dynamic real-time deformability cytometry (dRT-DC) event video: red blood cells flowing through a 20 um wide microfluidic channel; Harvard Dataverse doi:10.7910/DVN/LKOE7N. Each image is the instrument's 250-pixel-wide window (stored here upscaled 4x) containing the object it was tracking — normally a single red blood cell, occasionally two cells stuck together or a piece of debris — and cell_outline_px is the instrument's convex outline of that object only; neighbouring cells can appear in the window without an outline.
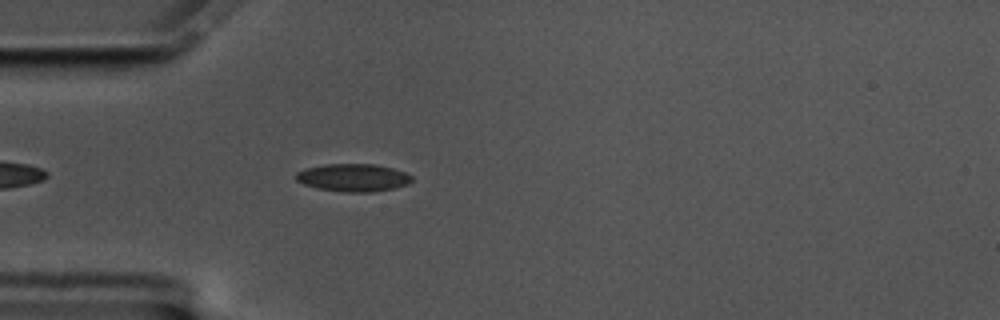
{"species": "common noctule bat (a hibernating species)", "species_latin": "Nyctalus noctula", "temperature_condition": "cold", "stored_images_in_passage": 49, "camera_frame_rate_fps": 3000, "um_per_image_px": 0.085, "animal": {"sex": "male", "body_mass_g": 17.5, "forearm_length_mm": 52.3}, "frame": {"image": 1, "passage_image": 6, "time_ms": 1.667, "image_size_px": [1000, 320], "cell_outline_px": [[412, 180], [408, 184], [396, 188], [372, 192], [344, 192], [316, 188], [304, 184], [296, 180], [296, 172], [308, 168], [324, 164], [376, 164], [392, 168], [404, 172], [412, 176]], "centroid_in_image_um": [30.03, 15.1], "position_along_channel_um": 55.0, "area_um2": 18.73}}
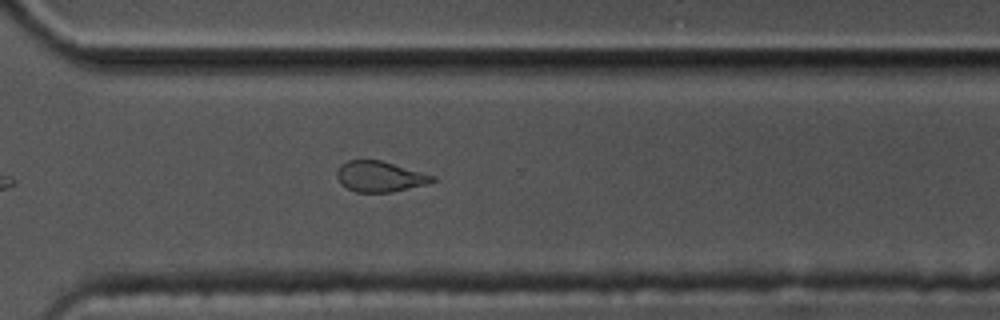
{"frame": {"image": 2, "passage_image": 32, "time_ms": 10.333, "image_size_px": [1000, 320], "cell_outline_px": [[436, 180], [424, 184], [392, 192], [356, 192], [340, 184], [336, 176], [336, 172], [340, 164], [348, 160], [380, 160], [436, 176]], "centroid_in_image_um": [32.24, 15.0], "position_along_channel_um": 338.4, "area_um2": 16.94}}
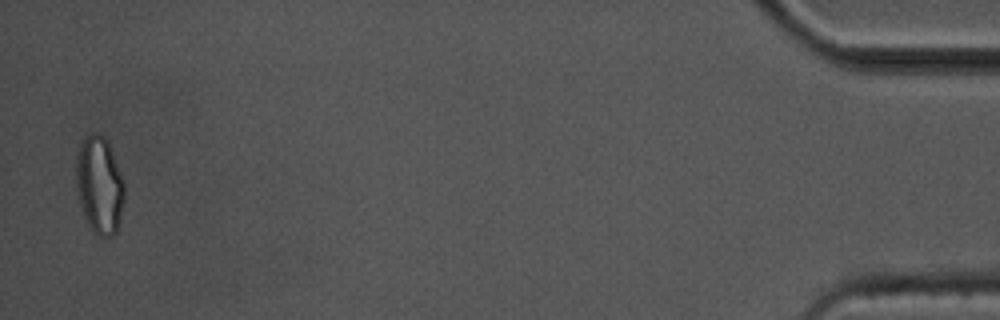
{"frame": {"image": 3, "passage_image": 48, "time_ms": 15.667, "image_size_px": [1000, 320], "cell_outline_px": [[124, 200], [116, 232], [112, 236], [100, 236], [92, 232], [84, 216], [80, 204], [76, 184], [76, 156], [80, 144], [84, 136], [92, 132], [96, 132], [104, 136], [108, 140], [124, 180]], "centroid_in_image_um": [8.45, 15.69], "position_along_channel_um": 426.8, "area_um2": 27.69}, "authors_computed_cell_mechanics": {"area_um2": 18.0336, "velocity_mm_per_s": 3.337, "shape_relaxation_time_tau1_ms": 7.2136, "shape_relaxation_time_tau2_ms": 1.8181, "deformation_change_tau1": 0.1475, "deformation_change_tau2": 0.0871}}